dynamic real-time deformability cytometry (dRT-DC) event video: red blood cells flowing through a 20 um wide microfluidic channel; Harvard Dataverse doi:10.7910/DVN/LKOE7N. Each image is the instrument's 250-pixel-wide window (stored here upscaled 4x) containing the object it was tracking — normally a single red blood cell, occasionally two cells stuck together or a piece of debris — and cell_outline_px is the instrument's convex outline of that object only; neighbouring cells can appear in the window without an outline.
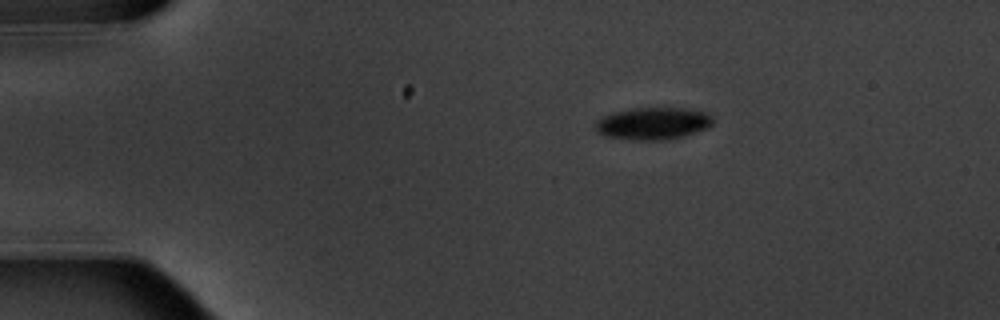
{"species": "common noctule bat (a hibernating species)", "species_latin": "Nyctalus noctula", "temperature_condition": "warm", "stored_images_in_passage": 3, "camera_frame_rate_fps": 3000, "um_per_image_px": 0.085, "animal": {"sex": "male", "body_mass_g": 20.1, "forearm_length_mm": 53.5}, "frame": {"image": 1, "passage_image": 1, "time_ms": 0.0, "image_size_px": [1000, 320], "cell_outline_px": [[712, 124], [708, 128], [684, 136], [664, 140], [632, 140], [604, 136], [596, 132], [596, 120], [612, 112], [632, 108], [688, 108], [708, 112], [712, 116]], "centroid_in_image_um": [55.51, 10.49], "position_along_channel_um": 29.5, "area_um2": 22.31}}